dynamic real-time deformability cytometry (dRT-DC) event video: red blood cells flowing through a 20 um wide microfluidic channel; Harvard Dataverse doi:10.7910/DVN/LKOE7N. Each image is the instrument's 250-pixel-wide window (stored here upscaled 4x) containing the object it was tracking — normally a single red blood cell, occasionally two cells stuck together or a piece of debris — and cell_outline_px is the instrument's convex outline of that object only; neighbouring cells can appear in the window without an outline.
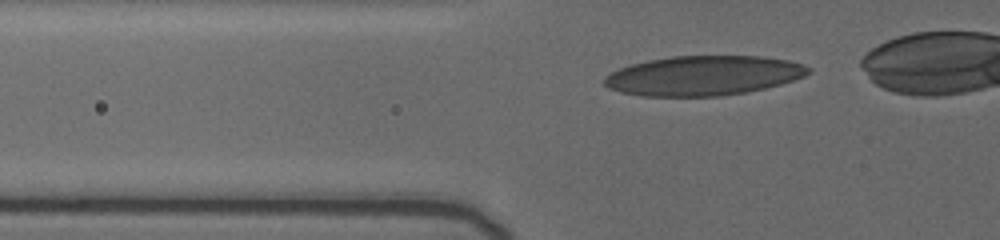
{"species": "human", "species_latin": "Homo sapiens", "temperature_condition": "cold", "stored_images_in_passage": 35, "camera_frame_rate_fps": 3000, "um_per_image_px": 0.085, "donor": {"sex": "female"}, "frame": {"image": 1, "passage_image": 3, "time_ms": 0.667, "image_size_px": [1000, 240], "cell_outline_px": [[812, 72], [804, 76], [780, 84], [764, 88], [744, 92], [720, 96], [644, 96], [620, 92], [608, 88], [604, 84], [604, 80], [612, 72], [620, 68], [632, 64], [648, 60], [672, 56], [760, 56], [788, 60], [812, 68]], "centroid_in_image_um": [59.79, 6.42], "position_along_channel_um": 66.0, "area_um2": 46.88}}
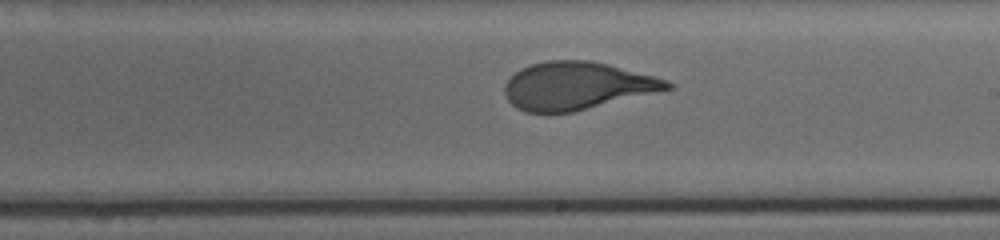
{"frame": {"image": 2, "passage_image": 22, "time_ms": 5.667, "image_size_px": [1000, 240], "cell_outline_px": [[672, 88], [572, 112], [524, 112], [516, 108], [508, 100], [504, 92], [504, 84], [520, 68], [532, 64], [548, 60], [592, 60], [656, 76], [672, 84]], "centroid_in_image_um": [48.99, 7.28], "position_along_channel_um": 240.0, "area_um2": 44.8}}
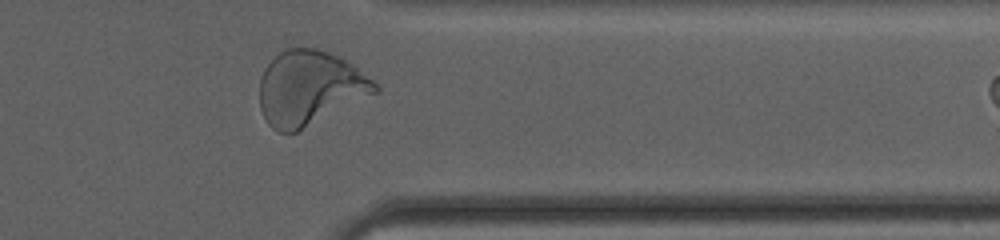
{"frame": {"image": 3, "passage_image": 33, "time_ms": 9.667, "image_size_px": [1000, 240], "cell_outline_px": [[380, 88], [376, 92], [296, 132], [276, 132], [268, 124], [260, 108], [260, 80], [264, 68], [280, 52], [288, 48], [316, 48], [328, 52], [352, 64], [372, 80]], "centroid_in_image_um": [26.28, 7.48], "position_along_channel_um": 385.1, "area_um2": 49.19}, "authors_computed_cell_mechanics": {"area_um2": 45.7776, "velocity_mm_per_s": 3.6782, "shape_relaxation_time_tau1_ms": 3.8768, "shape_relaxation_time_tau2_ms": null, "deformation_change_tau1": 0.195, "deformation_change_tau2": null}}